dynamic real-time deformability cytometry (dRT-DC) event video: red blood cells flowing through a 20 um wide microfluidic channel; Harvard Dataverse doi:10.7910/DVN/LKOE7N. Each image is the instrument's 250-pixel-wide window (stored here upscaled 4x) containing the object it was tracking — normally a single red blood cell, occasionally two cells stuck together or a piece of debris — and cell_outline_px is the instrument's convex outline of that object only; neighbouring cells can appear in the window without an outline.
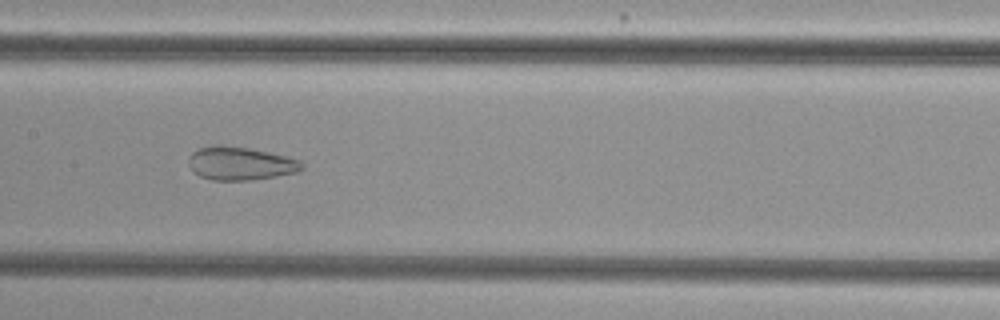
{"species": "common noctule bat (a hibernating species)", "species_latin": "Nyctalus noctula", "temperature_condition": "cold", "stored_images_in_passage": 46, "camera_frame_rate_fps": 3000, "um_per_image_px": 0.085, "animal": {"sex": "female", "body_mass_g": 29.2, "forearm_length_mm": 56.3}, "frame": {"image": 1, "passage_image": 19, "time_ms": 6.0, "image_size_px": [1000, 320], "cell_outline_px": [[304, 168], [296, 172], [276, 176], [252, 180], [212, 180], [200, 176], [188, 164], [188, 160], [192, 152], [200, 148], [212, 144], [220, 144], [248, 148], [288, 156], [300, 160], [304, 164]], "centroid_in_image_um": [20.45, 13.88], "position_along_channel_um": 187.0, "area_um2": 22.02}}
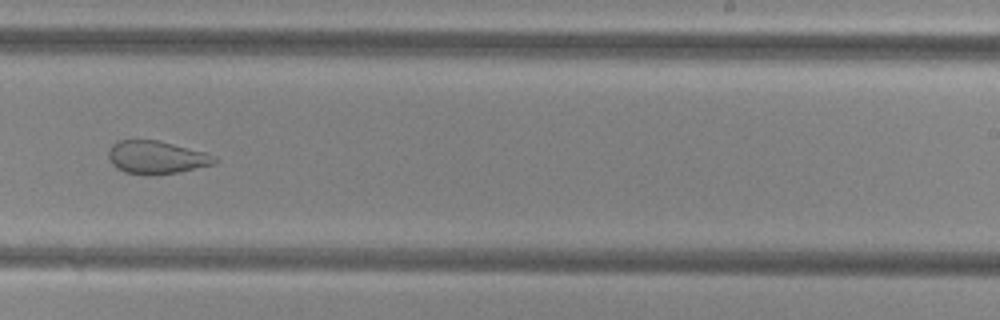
{"frame": {"image": 2, "passage_image": 26, "time_ms": 8.333, "image_size_px": [1000, 320], "cell_outline_px": [[220, 160], [216, 164], [180, 172], [156, 176], [144, 176], [124, 172], [116, 168], [112, 164], [108, 156], [108, 152], [112, 144], [120, 140], [160, 140], [204, 152], [216, 156]], "centroid_in_image_um": [13.32, 13.4], "position_along_channel_um": 275.7, "area_um2": 20.92}}
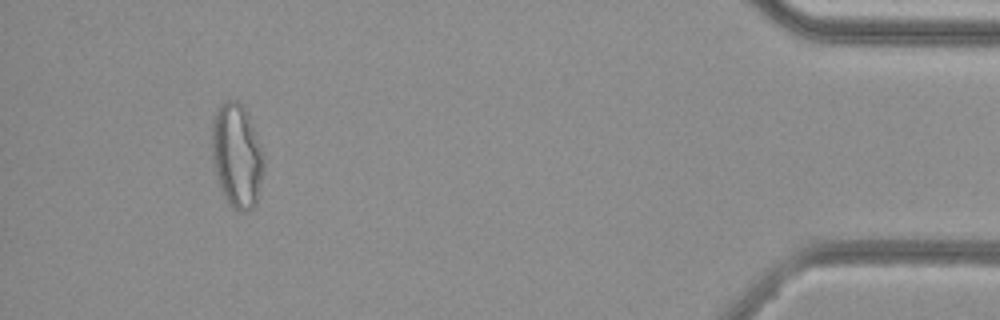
{"frame": {"image": 3, "passage_image": 42, "time_ms": 13.667, "image_size_px": [1000, 320], "cell_outline_px": [[264, 168], [256, 204], [252, 208], [244, 212], [240, 212], [228, 204], [220, 188], [216, 176], [212, 160], [212, 120], [220, 104], [224, 100], [240, 100], [244, 104], [264, 156]], "centroid_in_image_um": [20.12, 13.22], "position_along_channel_um": 415.1, "area_um2": 31.73}, "authors_computed_cell_mechanics": {"area_um2": 27.1371, "velocity_mm_per_s": 3.8148, "shape_relaxation_time_tau1_ms": null, "shape_relaxation_time_tau2_ms": 1.6085, "deformation_change_tau1": null, "deformation_change_tau2": 0.0821}}